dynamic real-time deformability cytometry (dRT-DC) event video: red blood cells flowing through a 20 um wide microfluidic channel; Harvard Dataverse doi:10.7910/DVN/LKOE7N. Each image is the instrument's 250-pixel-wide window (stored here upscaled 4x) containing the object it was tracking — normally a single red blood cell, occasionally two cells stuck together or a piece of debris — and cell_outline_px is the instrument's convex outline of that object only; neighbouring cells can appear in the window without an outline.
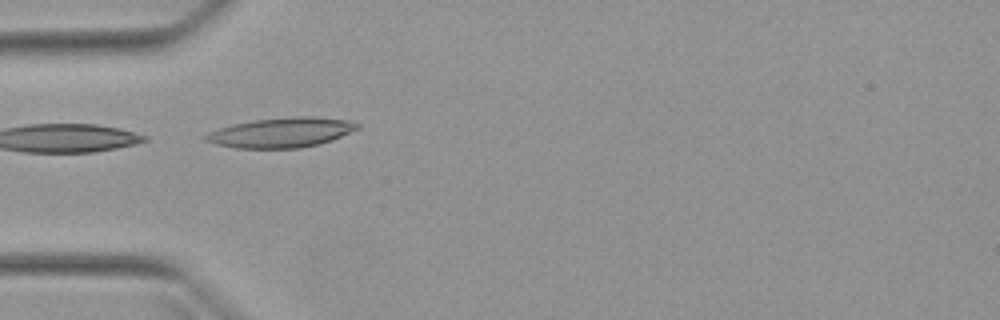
{"species": "Egyptian fruit bat (a non-hibernating species)", "species_latin": "Rousettus aegyptiacus", "temperature_condition": "warm", "stored_images_in_passage": 6, "camera_frame_rate_fps": 3000, "um_per_image_px": 0.085, "animal": {"sex": "female"}, "frame": {"image": 1, "passage_image": 4, "time_ms": 3.667, "image_size_px": [1000, 320], "cell_outline_px": [[360, 128], [332, 140], [320, 144], [300, 148], [236, 148], [216, 144], [204, 140], [204, 136], [208, 132], [232, 124], [252, 120], [292, 116], [312, 116], [352, 120], [360, 124]], "centroid_in_image_um": [23.95, 11.25], "position_along_channel_um": 61.0, "area_um2": 26.65}}
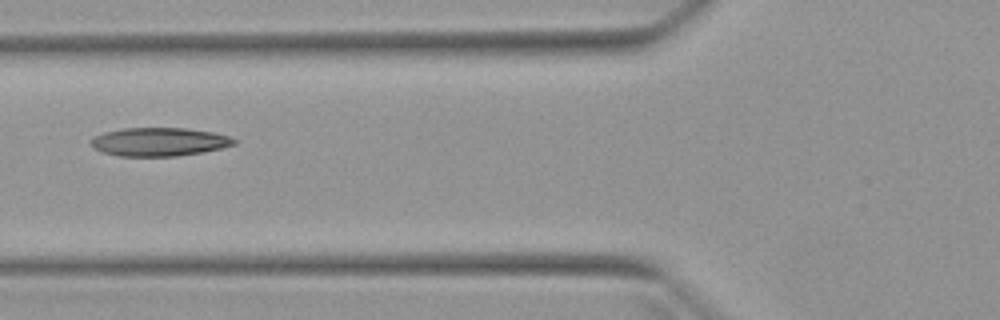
{"frame": {"image": 2, "passage_image": 5, "time_ms": 5.0, "image_size_px": [1000, 320], "cell_outline_px": [[236, 144], [204, 152], [176, 156], [120, 156], [104, 152], [96, 148], [88, 140], [92, 136], [104, 132], [124, 128], [184, 128], [212, 132], [228, 136], [236, 140]], "centroid_in_image_um": [13.51, 12.05], "position_along_channel_um": 112.3, "area_um2": 23.64}}
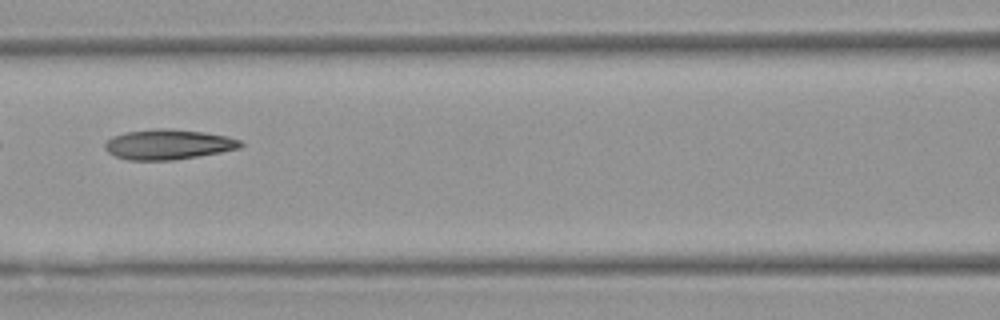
{"frame": {"image": 3, "passage_image": 6, "time_ms": 6.0, "image_size_px": [1000, 320], "cell_outline_px": [[244, 144], [240, 148], [220, 152], [172, 160], [128, 160], [116, 156], [108, 152], [104, 148], [104, 144], [112, 136], [124, 132], [152, 128], [168, 128], [204, 132], [228, 136], [240, 140]], "centroid_in_image_um": [14.28, 12.26], "position_along_channel_um": 152.3, "area_um2": 23.87}}